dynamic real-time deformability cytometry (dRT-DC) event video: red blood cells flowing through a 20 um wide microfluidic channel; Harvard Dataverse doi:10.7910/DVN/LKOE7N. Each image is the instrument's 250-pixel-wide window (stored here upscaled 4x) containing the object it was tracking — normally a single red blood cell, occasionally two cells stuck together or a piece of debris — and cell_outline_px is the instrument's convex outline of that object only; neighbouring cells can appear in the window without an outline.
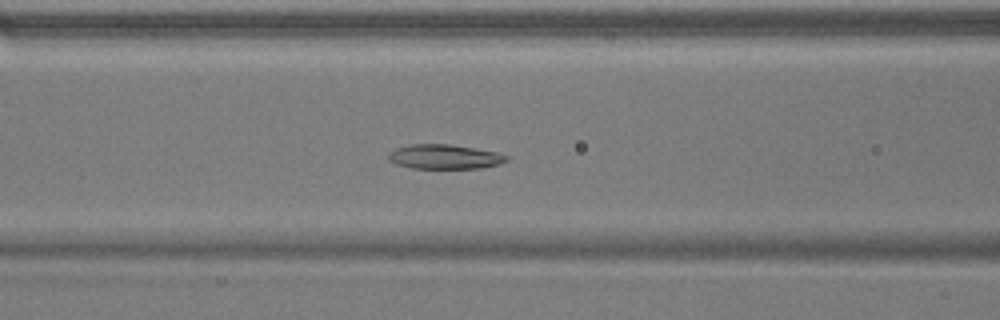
{"species": "common noctule bat (a hibernating species)", "species_latin": "Nyctalus noctula", "temperature_condition": "warm", "stored_images_in_passage": 37, "camera_frame_rate_fps": 3000, "um_per_image_px": 0.085, "animal": {"sex": "male", "body_mass_g": 17.9}, "frame": {"image": 1, "passage_image": 16, "time_ms": 5.0, "image_size_px": [1000, 320], "cell_outline_px": [[512, 156], [508, 160], [500, 164], [484, 168], [412, 168], [396, 164], [388, 160], [388, 152], [396, 148], [412, 144], [448, 144], [496, 152]], "centroid_in_image_um": [37.81, 13.33], "position_along_channel_um": 128.8, "area_um2": 16.94}}
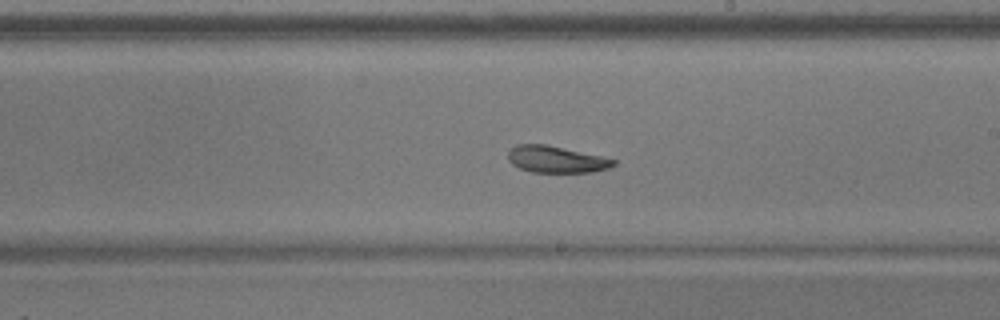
{"frame": {"image": 2, "passage_image": 25, "time_ms": 8.0, "image_size_px": [1000, 320], "cell_outline_px": [[616, 164], [608, 168], [592, 172], [532, 172], [520, 168], [512, 164], [508, 160], [508, 152], [516, 144], [544, 144], [600, 156], [616, 160]], "centroid_in_image_um": [47.25, 13.55], "position_along_channel_um": 241.8, "area_um2": 16.18}}
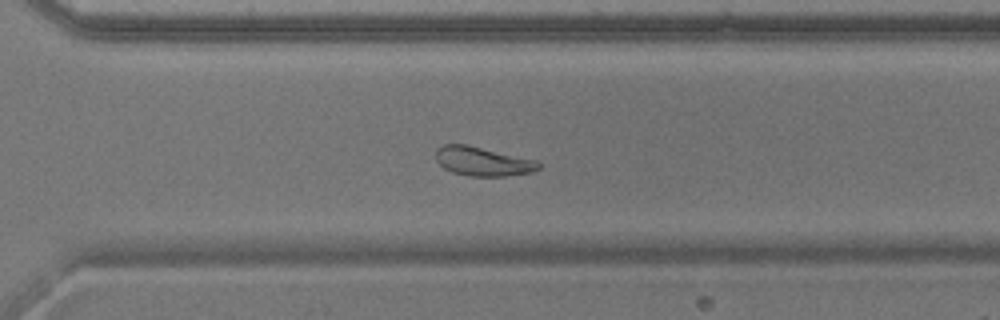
{"frame": {"image": 3, "passage_image": 32, "time_ms": 10.333, "image_size_px": [1000, 320], "cell_outline_px": [[540, 168], [532, 172], [508, 176], [468, 176], [452, 172], [444, 168], [436, 160], [436, 148], [444, 144], [468, 144], [536, 160], [540, 164]], "centroid_in_image_um": [41.02, 13.71], "position_along_channel_um": 329.6, "area_um2": 17.51}, "authors_computed_cell_mechanics": {"area_um2": 17.5134, "velocity_mm_per_s": 3.7729, "shape_relaxation_time_tau1_ms": 6.3051, "shape_relaxation_time_tau2_ms": 3.87, "deformation_change_tau1": 0.1264, "deformation_change_tau2": 0.0918}}